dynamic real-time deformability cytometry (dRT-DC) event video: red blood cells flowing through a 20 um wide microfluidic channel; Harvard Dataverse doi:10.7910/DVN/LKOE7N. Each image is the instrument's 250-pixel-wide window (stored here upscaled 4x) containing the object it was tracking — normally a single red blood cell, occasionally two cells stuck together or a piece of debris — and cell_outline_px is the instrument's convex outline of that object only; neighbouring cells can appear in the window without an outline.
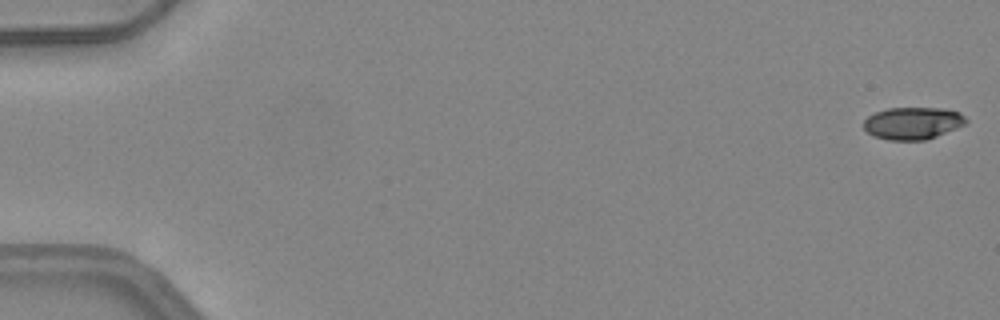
{"species": "common noctule bat (a hibernating species)", "species_latin": "Nyctalus noctula", "temperature_condition": "warm", "stored_images_in_passage": 9, "camera_frame_rate_fps": 3000, "um_per_image_px": 0.085, "animal": {"sex": "female", "body_mass_g": 24.6, "forearm_length_mm": 56.2}, "frame": {"image": 1, "passage_image": 1, "time_ms": 0.0, "image_size_px": [1000, 320], "cell_outline_px": [[968, 120], [964, 124], [956, 128], [936, 136], [924, 140], [888, 140], [872, 136], [864, 128], [864, 120], [868, 116], [876, 112], [888, 108], [944, 108], [960, 112]], "centroid_in_image_um": [77.57, 10.47], "position_along_channel_um": 7.4, "area_um2": 19.19}}